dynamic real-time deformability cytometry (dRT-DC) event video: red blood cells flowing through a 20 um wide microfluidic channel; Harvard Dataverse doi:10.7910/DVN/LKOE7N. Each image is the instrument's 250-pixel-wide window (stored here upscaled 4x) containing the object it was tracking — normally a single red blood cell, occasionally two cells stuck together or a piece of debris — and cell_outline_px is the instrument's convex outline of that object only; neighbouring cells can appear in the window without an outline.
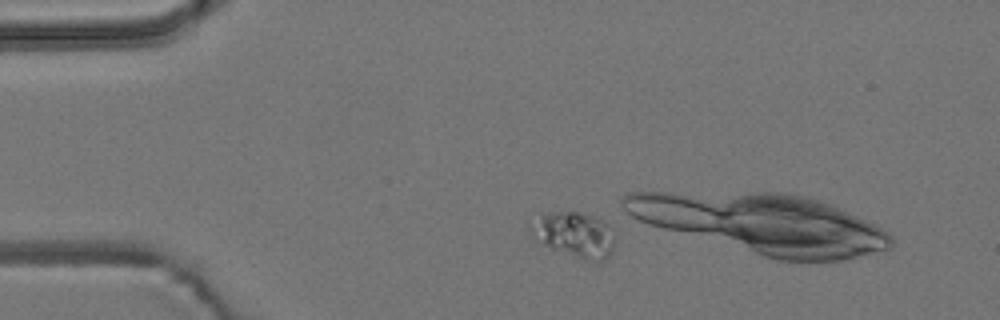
{"species": "common noctule bat (a hibernating species)", "species_latin": "Nyctalus noctula", "temperature_condition": "room temperature", "stored_images_in_passage": 3, "camera_frame_rate_fps": 3000, "um_per_image_px": 0.085, "animal": {"sex": "male", "body_mass_g": 19.2, "forearm_length_mm": 51.8}, "frame": {"image": 1, "passage_image": 2, "time_ms": 0.333, "image_size_px": [1000, 320], "cell_outline_px": [[616, 244], [608, 260], [600, 264], [584, 260], [552, 248], [544, 244], [536, 228], [540, 212], [576, 212], [592, 216], [604, 220], [616, 228]], "centroid_in_image_um": [49.12, 19.99], "position_along_channel_um": 35.9, "area_um2": 22.02}}